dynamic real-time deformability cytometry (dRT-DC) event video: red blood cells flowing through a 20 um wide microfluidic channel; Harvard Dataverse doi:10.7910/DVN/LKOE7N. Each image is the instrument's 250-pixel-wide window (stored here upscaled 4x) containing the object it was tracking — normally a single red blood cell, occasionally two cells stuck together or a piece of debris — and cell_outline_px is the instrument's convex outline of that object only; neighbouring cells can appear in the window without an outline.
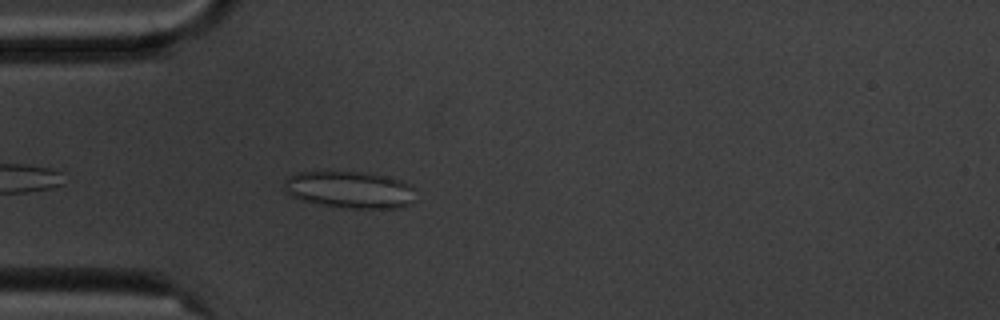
{"species": "common noctule bat (a hibernating species)", "species_latin": "Nyctalus noctula", "temperature_condition": "cold", "stored_images_in_passage": 2, "camera_frame_rate_fps": 3000, "um_per_image_px": 0.085, "animal": {"sex": "male", "body_mass_g": 20.1, "forearm_length_mm": 53.5}, "frame": {"image": 1, "passage_image": 2, "time_ms": 1.0, "image_size_px": [1000, 320], "cell_outline_px": [[416, 200], [412, 204], [400, 208], [348, 208], [300, 200], [292, 196], [284, 188], [284, 180], [288, 176], [296, 172], [360, 172], [384, 176], [400, 180], [408, 184], [412, 188]], "centroid_in_image_um": [29.74, 16.13], "position_along_channel_um": 55.3, "area_um2": 28.15}}